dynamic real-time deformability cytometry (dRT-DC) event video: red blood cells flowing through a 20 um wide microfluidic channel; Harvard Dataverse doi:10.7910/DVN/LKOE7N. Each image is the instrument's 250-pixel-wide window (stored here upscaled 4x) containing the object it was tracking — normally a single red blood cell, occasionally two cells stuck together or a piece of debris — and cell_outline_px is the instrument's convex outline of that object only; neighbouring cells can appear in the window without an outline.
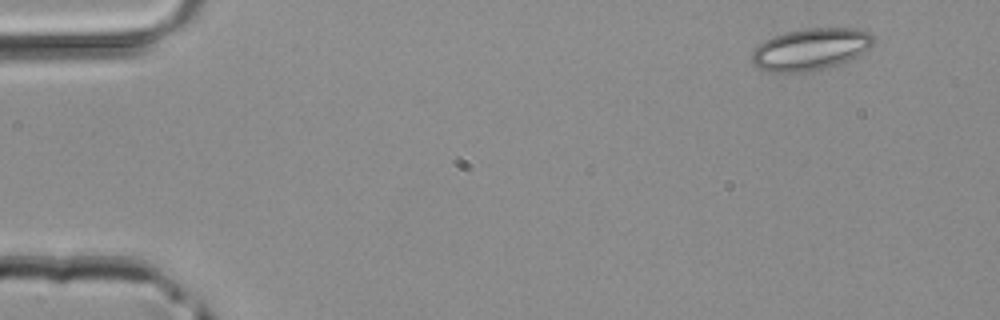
{"species": "common noctule bat (a hibernating species)", "species_latin": "Nyctalus noctula", "temperature_condition": "room temperature", "stored_images_in_passage": 3, "segment_of_instrument_passage": [2, 2], "camera_frame_rate_fps": 3000, "um_per_image_px": 0.085, "animal": {"sex": "male", "body_mass_g": 20.4}, "frame": {"image": 1, "passage_image": 3, "time_ms": 0.667, "image_size_px": [1000, 320], "cell_outline_px": [[876, 40], [868, 48], [856, 56], [848, 60], [824, 68], [808, 72], [772, 72], [760, 68], [752, 64], [752, 52], [764, 40], [772, 36], [784, 32], [804, 28], [856, 28], [872, 32], [876, 36]], "centroid_in_image_um": [68.92, 4.16], "position_along_channel_um": 16.1, "area_um2": 29.77}}